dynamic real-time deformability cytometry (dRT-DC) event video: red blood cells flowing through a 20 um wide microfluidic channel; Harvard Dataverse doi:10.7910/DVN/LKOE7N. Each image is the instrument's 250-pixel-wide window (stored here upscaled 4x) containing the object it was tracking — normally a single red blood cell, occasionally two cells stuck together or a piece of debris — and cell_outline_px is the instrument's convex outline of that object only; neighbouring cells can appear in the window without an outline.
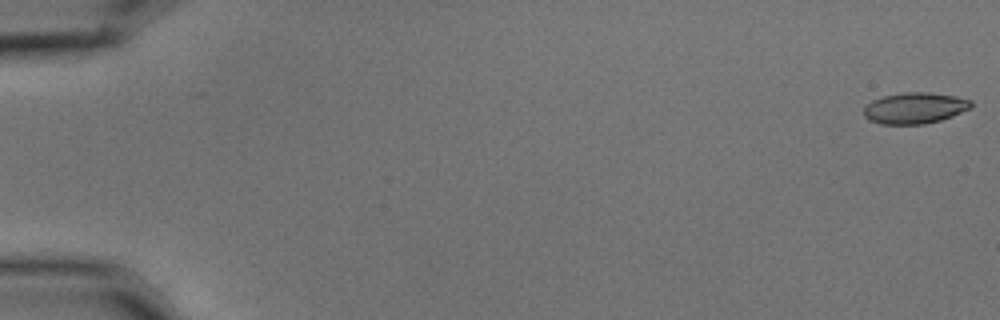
{"species": "common noctule bat (a hibernating species)", "species_latin": "Nyctalus noctula", "temperature_condition": "cold", "stored_images_in_passage": 5, "camera_frame_rate_fps": 3000, "um_per_image_px": 0.085, "animal": {"sex": "male", "body_mass_g": 15.6}, "frame": {"image": 1, "passage_image": 1, "time_ms": 0.0, "image_size_px": [1000, 320], "cell_outline_px": [[972, 108], [952, 116], [940, 120], [924, 124], [880, 124], [868, 120], [864, 116], [864, 108], [872, 100], [884, 96], [904, 92], [928, 92], [956, 96], [972, 100]], "centroid_in_image_um": [77.77, 9.18], "position_along_channel_um": 7.2, "area_um2": 19.54}}
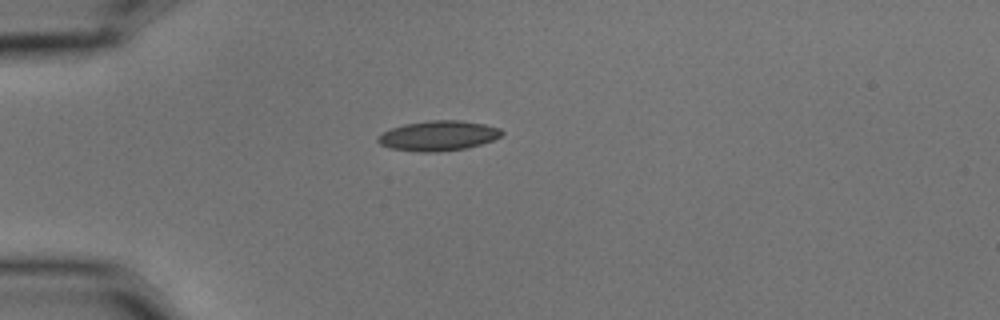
{"frame": {"image": 2, "passage_image": 5, "time_ms": 1.333, "image_size_px": [1000, 320], "cell_outline_px": [[504, 132], [500, 136], [492, 140], [480, 144], [464, 148], [436, 152], [420, 152], [388, 148], [380, 144], [376, 140], [376, 136], [392, 128], [404, 124], [428, 120], [460, 120], [484, 124], [500, 128]], "centroid_in_image_um": [37.22, 11.53], "position_along_channel_um": 47.8, "area_um2": 21.62}}